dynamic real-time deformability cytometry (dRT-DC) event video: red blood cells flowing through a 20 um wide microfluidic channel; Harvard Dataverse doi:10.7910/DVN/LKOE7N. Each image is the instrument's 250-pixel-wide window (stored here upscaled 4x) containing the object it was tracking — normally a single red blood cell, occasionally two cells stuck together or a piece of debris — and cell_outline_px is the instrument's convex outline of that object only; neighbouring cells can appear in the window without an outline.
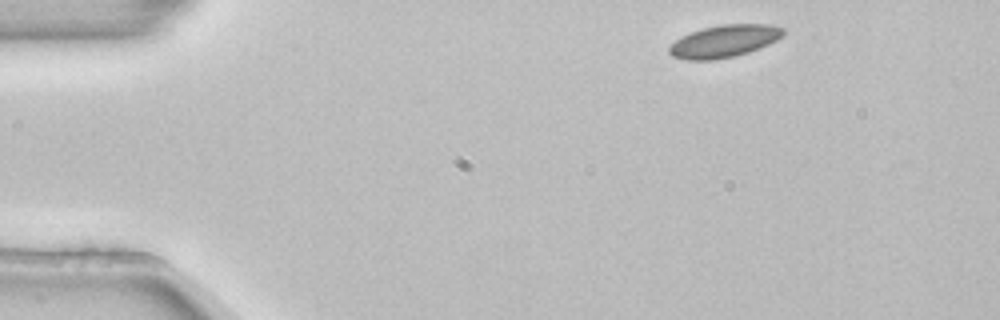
{"species": "common noctule bat (a hibernating species)", "species_latin": "Nyctalus noctula", "temperature_condition": "room temperature", "stored_images_in_passage": 3, "camera_frame_rate_fps": 3000, "um_per_image_px": 0.085, "animal": {"sex": "female", "body_mass_g": 22.7, "forearm_length_mm": 54.2}, "frame": {"image": 1, "passage_image": 1, "time_ms": 0.0, "image_size_px": [1000, 320], "cell_outline_px": [[784, 36], [760, 48], [736, 56], [716, 60], [684, 60], [672, 56], [668, 52], [668, 48], [680, 36], [704, 28], [720, 24], [768, 24], [784, 28]], "centroid_in_image_um": [61.55, 3.51], "position_along_channel_um": 23.4, "area_um2": 21.62}}
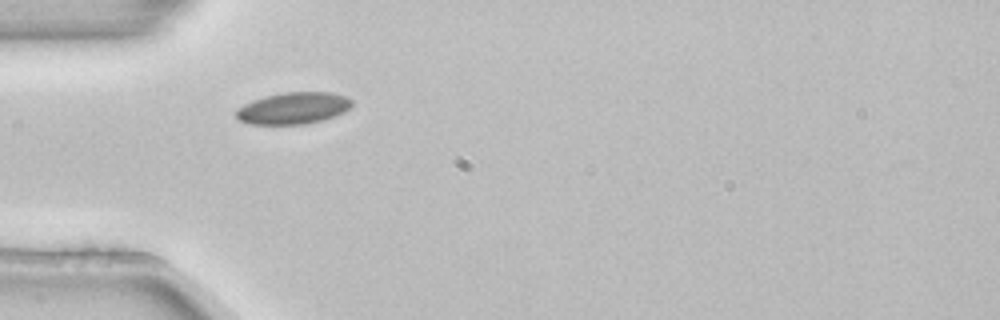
{"frame": {"image": 2, "passage_image": 3, "time_ms": 0.667, "image_size_px": [1000, 320], "cell_outline_px": [[352, 104], [344, 112], [336, 116], [324, 120], [304, 124], [248, 124], [240, 120], [236, 116], [236, 108], [252, 100], [264, 96], [284, 92], [332, 92], [348, 96], [352, 100]], "centroid_in_image_um": [24.94, 9.19], "position_along_channel_um": 60.1, "area_um2": 21.62}}